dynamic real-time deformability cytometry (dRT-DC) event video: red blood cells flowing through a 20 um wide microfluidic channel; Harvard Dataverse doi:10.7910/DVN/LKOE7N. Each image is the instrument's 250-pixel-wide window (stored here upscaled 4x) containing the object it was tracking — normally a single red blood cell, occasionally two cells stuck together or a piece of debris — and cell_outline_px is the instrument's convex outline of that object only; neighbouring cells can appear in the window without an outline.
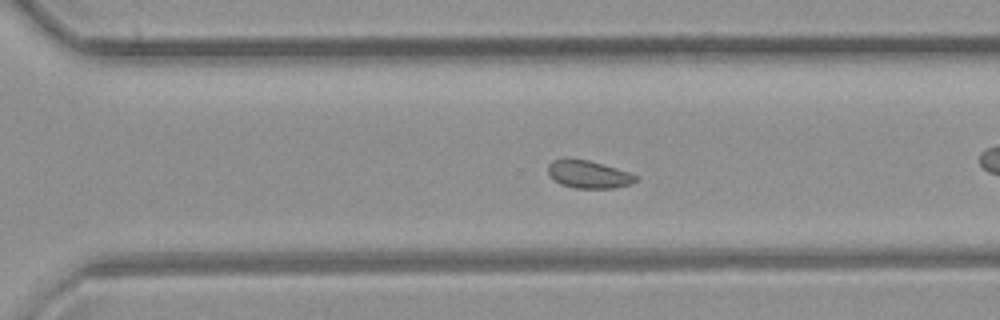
{"species": "common noctule bat (a hibernating species)", "species_latin": "Nyctalus noctula", "temperature_condition": "room temperature", "stored_images_in_passage": 40, "camera_frame_rate_fps": 3000, "um_per_image_px": 0.085, "animal": {"sex": "female", "body_mass_g": 21.9}, "frame": {"image": 1, "passage_image": 23, "time_ms": 7.333, "image_size_px": [1000, 320], "cell_outline_px": [[636, 180], [632, 184], [612, 188], [576, 188], [560, 184], [548, 172], [548, 164], [552, 160], [564, 156], [568, 156], [588, 160], [628, 172], [636, 176]], "centroid_in_image_um": [49.96, 14.78], "position_along_channel_um": 320.6, "area_um2": 14.22}}